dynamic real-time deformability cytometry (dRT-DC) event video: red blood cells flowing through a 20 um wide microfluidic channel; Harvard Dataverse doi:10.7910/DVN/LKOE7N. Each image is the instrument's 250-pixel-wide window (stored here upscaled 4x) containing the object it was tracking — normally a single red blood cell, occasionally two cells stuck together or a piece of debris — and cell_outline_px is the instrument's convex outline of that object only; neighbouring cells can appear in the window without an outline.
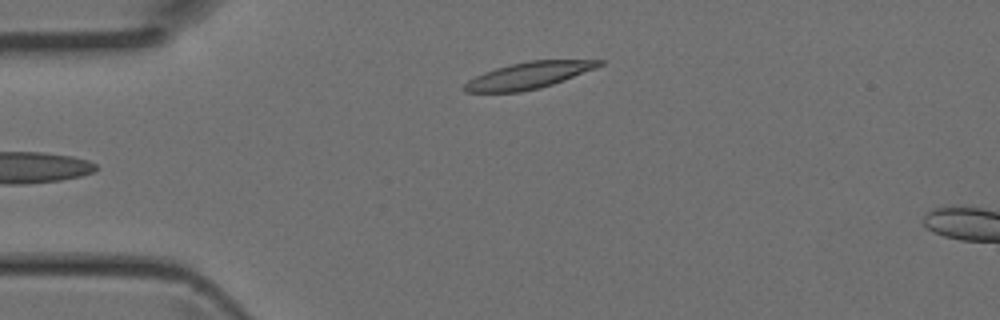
{"species": "Egyptian fruit bat (a non-hibernating species)", "species_latin": "Rousettus aegyptiacus", "temperature_condition": "room temperature", "stored_images_in_passage": 4, "camera_frame_rate_fps": 3000, "um_per_image_px": 0.085, "animal": {"sex": "female"}, "frame": {"image": 1, "passage_image": 4, "time_ms": 1.0, "image_size_px": [1000, 320], "cell_outline_px": [[604, 64], [596, 68], [564, 80], [540, 88], [520, 92], [464, 92], [460, 88], [468, 80], [484, 72], [496, 68], [528, 60], [604, 60]], "centroid_in_image_um": [44.91, 6.41], "position_along_channel_um": 40.1, "area_um2": 20.87}}